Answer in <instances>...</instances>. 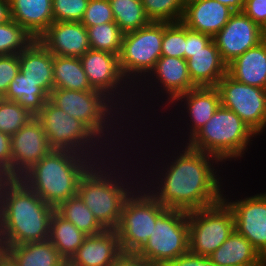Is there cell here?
I'll list each match as a JSON object with an SVG mask.
<instances>
[{
	"mask_svg": "<svg viewBox=\"0 0 266 266\" xmlns=\"http://www.w3.org/2000/svg\"><path fill=\"white\" fill-rule=\"evenodd\" d=\"M10 19L9 2L0 0V24Z\"/></svg>",
	"mask_w": 266,
	"mask_h": 266,
	"instance_id": "7dc6e473",
	"label": "cell"
},
{
	"mask_svg": "<svg viewBox=\"0 0 266 266\" xmlns=\"http://www.w3.org/2000/svg\"><path fill=\"white\" fill-rule=\"evenodd\" d=\"M6 252L5 248L0 244V257Z\"/></svg>",
	"mask_w": 266,
	"mask_h": 266,
	"instance_id": "f907efd6",
	"label": "cell"
},
{
	"mask_svg": "<svg viewBox=\"0 0 266 266\" xmlns=\"http://www.w3.org/2000/svg\"><path fill=\"white\" fill-rule=\"evenodd\" d=\"M242 12L262 29L266 25V0H245Z\"/></svg>",
	"mask_w": 266,
	"mask_h": 266,
	"instance_id": "b9f144b4",
	"label": "cell"
},
{
	"mask_svg": "<svg viewBox=\"0 0 266 266\" xmlns=\"http://www.w3.org/2000/svg\"><path fill=\"white\" fill-rule=\"evenodd\" d=\"M49 100L61 110L71 115V117L84 123L111 150V153L116 152L118 149L119 152L117 153L120 156L123 154L117 145H119V138L122 139V135L123 138L126 137L122 134L124 132V125H121V123L125 122L126 117L128 119L129 114H124L122 110H119L120 108L103 92L98 90L76 91L56 88L51 91ZM119 115H123V118ZM116 125L121 127L118 128ZM121 131L122 133H120ZM116 132H119L121 135H116Z\"/></svg>",
	"mask_w": 266,
	"mask_h": 266,
	"instance_id": "5b68a950",
	"label": "cell"
},
{
	"mask_svg": "<svg viewBox=\"0 0 266 266\" xmlns=\"http://www.w3.org/2000/svg\"><path fill=\"white\" fill-rule=\"evenodd\" d=\"M34 117L16 101L0 97V132L12 136Z\"/></svg>",
	"mask_w": 266,
	"mask_h": 266,
	"instance_id": "d590c367",
	"label": "cell"
},
{
	"mask_svg": "<svg viewBox=\"0 0 266 266\" xmlns=\"http://www.w3.org/2000/svg\"><path fill=\"white\" fill-rule=\"evenodd\" d=\"M163 32L164 22H150L138 30L124 33L119 64L129 84L136 86L134 89L142 86L143 79L161 57Z\"/></svg>",
	"mask_w": 266,
	"mask_h": 266,
	"instance_id": "ba28073f",
	"label": "cell"
},
{
	"mask_svg": "<svg viewBox=\"0 0 266 266\" xmlns=\"http://www.w3.org/2000/svg\"><path fill=\"white\" fill-rule=\"evenodd\" d=\"M115 23L123 33L138 30L151 21L147 18L141 0H109Z\"/></svg>",
	"mask_w": 266,
	"mask_h": 266,
	"instance_id": "1f68e13d",
	"label": "cell"
},
{
	"mask_svg": "<svg viewBox=\"0 0 266 266\" xmlns=\"http://www.w3.org/2000/svg\"><path fill=\"white\" fill-rule=\"evenodd\" d=\"M234 13L216 0H186L181 22L189 29L214 37Z\"/></svg>",
	"mask_w": 266,
	"mask_h": 266,
	"instance_id": "ffe728a7",
	"label": "cell"
},
{
	"mask_svg": "<svg viewBox=\"0 0 266 266\" xmlns=\"http://www.w3.org/2000/svg\"><path fill=\"white\" fill-rule=\"evenodd\" d=\"M222 200L232 210L235 230L243 235L266 261V192L235 201Z\"/></svg>",
	"mask_w": 266,
	"mask_h": 266,
	"instance_id": "5bb4252c",
	"label": "cell"
},
{
	"mask_svg": "<svg viewBox=\"0 0 266 266\" xmlns=\"http://www.w3.org/2000/svg\"><path fill=\"white\" fill-rule=\"evenodd\" d=\"M53 82L54 89L94 90L88 81L79 57L54 56Z\"/></svg>",
	"mask_w": 266,
	"mask_h": 266,
	"instance_id": "83f0119b",
	"label": "cell"
},
{
	"mask_svg": "<svg viewBox=\"0 0 266 266\" xmlns=\"http://www.w3.org/2000/svg\"><path fill=\"white\" fill-rule=\"evenodd\" d=\"M9 101H16L31 114L36 116L44 107L49 96L37 83L31 82L19 72L9 84L6 94L2 97Z\"/></svg>",
	"mask_w": 266,
	"mask_h": 266,
	"instance_id": "f546056e",
	"label": "cell"
},
{
	"mask_svg": "<svg viewBox=\"0 0 266 266\" xmlns=\"http://www.w3.org/2000/svg\"><path fill=\"white\" fill-rule=\"evenodd\" d=\"M35 117L41 122L52 149L73 151L89 156L95 162L103 161L113 155L84 123L71 117L49 99Z\"/></svg>",
	"mask_w": 266,
	"mask_h": 266,
	"instance_id": "52a82bcc",
	"label": "cell"
},
{
	"mask_svg": "<svg viewBox=\"0 0 266 266\" xmlns=\"http://www.w3.org/2000/svg\"><path fill=\"white\" fill-rule=\"evenodd\" d=\"M122 253L115 230L86 236L82 245L67 261L68 266H112Z\"/></svg>",
	"mask_w": 266,
	"mask_h": 266,
	"instance_id": "d6986e66",
	"label": "cell"
},
{
	"mask_svg": "<svg viewBox=\"0 0 266 266\" xmlns=\"http://www.w3.org/2000/svg\"><path fill=\"white\" fill-rule=\"evenodd\" d=\"M53 60L54 55L38 39L19 53L20 72L48 96L54 89Z\"/></svg>",
	"mask_w": 266,
	"mask_h": 266,
	"instance_id": "7402d4cb",
	"label": "cell"
},
{
	"mask_svg": "<svg viewBox=\"0 0 266 266\" xmlns=\"http://www.w3.org/2000/svg\"><path fill=\"white\" fill-rule=\"evenodd\" d=\"M89 0H52L54 22H81Z\"/></svg>",
	"mask_w": 266,
	"mask_h": 266,
	"instance_id": "74e56055",
	"label": "cell"
},
{
	"mask_svg": "<svg viewBox=\"0 0 266 266\" xmlns=\"http://www.w3.org/2000/svg\"><path fill=\"white\" fill-rule=\"evenodd\" d=\"M35 40V37L11 18L0 24V55L19 54Z\"/></svg>",
	"mask_w": 266,
	"mask_h": 266,
	"instance_id": "836d02e7",
	"label": "cell"
},
{
	"mask_svg": "<svg viewBox=\"0 0 266 266\" xmlns=\"http://www.w3.org/2000/svg\"><path fill=\"white\" fill-rule=\"evenodd\" d=\"M263 40L266 41V25L263 27Z\"/></svg>",
	"mask_w": 266,
	"mask_h": 266,
	"instance_id": "816d5d0a",
	"label": "cell"
},
{
	"mask_svg": "<svg viewBox=\"0 0 266 266\" xmlns=\"http://www.w3.org/2000/svg\"><path fill=\"white\" fill-rule=\"evenodd\" d=\"M10 18L38 39L54 22L52 0H10Z\"/></svg>",
	"mask_w": 266,
	"mask_h": 266,
	"instance_id": "cb8c5ba5",
	"label": "cell"
},
{
	"mask_svg": "<svg viewBox=\"0 0 266 266\" xmlns=\"http://www.w3.org/2000/svg\"><path fill=\"white\" fill-rule=\"evenodd\" d=\"M3 247L18 266H65L67 264L49 239Z\"/></svg>",
	"mask_w": 266,
	"mask_h": 266,
	"instance_id": "4316f807",
	"label": "cell"
},
{
	"mask_svg": "<svg viewBox=\"0 0 266 266\" xmlns=\"http://www.w3.org/2000/svg\"><path fill=\"white\" fill-rule=\"evenodd\" d=\"M38 40L54 56L80 58L90 49L88 31L81 22H53Z\"/></svg>",
	"mask_w": 266,
	"mask_h": 266,
	"instance_id": "ac0fdd59",
	"label": "cell"
},
{
	"mask_svg": "<svg viewBox=\"0 0 266 266\" xmlns=\"http://www.w3.org/2000/svg\"><path fill=\"white\" fill-rule=\"evenodd\" d=\"M55 212L87 236L97 235L105 230L78 195L60 203Z\"/></svg>",
	"mask_w": 266,
	"mask_h": 266,
	"instance_id": "4dcf8cb0",
	"label": "cell"
},
{
	"mask_svg": "<svg viewBox=\"0 0 266 266\" xmlns=\"http://www.w3.org/2000/svg\"><path fill=\"white\" fill-rule=\"evenodd\" d=\"M94 163L89 156L52 149L19 179L45 203L56 208L77 196L80 179Z\"/></svg>",
	"mask_w": 266,
	"mask_h": 266,
	"instance_id": "277c9868",
	"label": "cell"
},
{
	"mask_svg": "<svg viewBox=\"0 0 266 266\" xmlns=\"http://www.w3.org/2000/svg\"><path fill=\"white\" fill-rule=\"evenodd\" d=\"M161 56L184 58L186 26L182 22H164Z\"/></svg>",
	"mask_w": 266,
	"mask_h": 266,
	"instance_id": "8d00e7d4",
	"label": "cell"
},
{
	"mask_svg": "<svg viewBox=\"0 0 266 266\" xmlns=\"http://www.w3.org/2000/svg\"><path fill=\"white\" fill-rule=\"evenodd\" d=\"M212 40V36L186 27V47L184 51V59L187 60L191 58V54L202 50Z\"/></svg>",
	"mask_w": 266,
	"mask_h": 266,
	"instance_id": "60d3db41",
	"label": "cell"
},
{
	"mask_svg": "<svg viewBox=\"0 0 266 266\" xmlns=\"http://www.w3.org/2000/svg\"><path fill=\"white\" fill-rule=\"evenodd\" d=\"M222 60L228 65L236 57L263 41V30L243 12H235L213 37Z\"/></svg>",
	"mask_w": 266,
	"mask_h": 266,
	"instance_id": "e0dca14e",
	"label": "cell"
},
{
	"mask_svg": "<svg viewBox=\"0 0 266 266\" xmlns=\"http://www.w3.org/2000/svg\"><path fill=\"white\" fill-rule=\"evenodd\" d=\"M151 22H181L186 0H141Z\"/></svg>",
	"mask_w": 266,
	"mask_h": 266,
	"instance_id": "e575fe53",
	"label": "cell"
},
{
	"mask_svg": "<svg viewBox=\"0 0 266 266\" xmlns=\"http://www.w3.org/2000/svg\"><path fill=\"white\" fill-rule=\"evenodd\" d=\"M80 60L88 81L94 90L103 92L117 106H119L120 110L122 109L123 112L125 109H127L125 111H128L127 113L134 111L131 109L128 110V108H132V106L136 104L135 102L134 104L129 102V100L132 101V96L135 98V94H132V92L135 93L133 91L135 89H133L131 84H128V80L122 74L118 55L89 49L80 57ZM127 101L128 103H126Z\"/></svg>",
	"mask_w": 266,
	"mask_h": 266,
	"instance_id": "7c38bea8",
	"label": "cell"
},
{
	"mask_svg": "<svg viewBox=\"0 0 266 266\" xmlns=\"http://www.w3.org/2000/svg\"><path fill=\"white\" fill-rule=\"evenodd\" d=\"M86 236L54 211L50 220L49 240L66 262L82 245Z\"/></svg>",
	"mask_w": 266,
	"mask_h": 266,
	"instance_id": "f1b7e54d",
	"label": "cell"
},
{
	"mask_svg": "<svg viewBox=\"0 0 266 266\" xmlns=\"http://www.w3.org/2000/svg\"><path fill=\"white\" fill-rule=\"evenodd\" d=\"M20 72L19 54L0 55V97L2 98L11 81Z\"/></svg>",
	"mask_w": 266,
	"mask_h": 266,
	"instance_id": "ab89813d",
	"label": "cell"
},
{
	"mask_svg": "<svg viewBox=\"0 0 266 266\" xmlns=\"http://www.w3.org/2000/svg\"><path fill=\"white\" fill-rule=\"evenodd\" d=\"M112 266H157L135 252H122Z\"/></svg>",
	"mask_w": 266,
	"mask_h": 266,
	"instance_id": "f6af8a7d",
	"label": "cell"
},
{
	"mask_svg": "<svg viewBox=\"0 0 266 266\" xmlns=\"http://www.w3.org/2000/svg\"><path fill=\"white\" fill-rule=\"evenodd\" d=\"M90 49L120 54L124 33L115 22H107L87 28Z\"/></svg>",
	"mask_w": 266,
	"mask_h": 266,
	"instance_id": "d6a6232c",
	"label": "cell"
},
{
	"mask_svg": "<svg viewBox=\"0 0 266 266\" xmlns=\"http://www.w3.org/2000/svg\"><path fill=\"white\" fill-rule=\"evenodd\" d=\"M11 136L0 132V166L11 178Z\"/></svg>",
	"mask_w": 266,
	"mask_h": 266,
	"instance_id": "ee69618b",
	"label": "cell"
},
{
	"mask_svg": "<svg viewBox=\"0 0 266 266\" xmlns=\"http://www.w3.org/2000/svg\"><path fill=\"white\" fill-rule=\"evenodd\" d=\"M115 155L118 157L117 152H114L113 156L110 155L103 161L95 162L82 176L78 184L77 195L105 230L116 229L125 201L142 183L141 180L138 181L137 175H135L137 179H133V173L127 174L130 170L126 169L129 164H126L128 160L125 155H123L125 159V162L122 161L123 163L120 161L122 158L120 156L116 158ZM111 157L112 159H110ZM120 165L122 168L125 165V170L120 169ZM128 179L134 181L128 182Z\"/></svg>",
	"mask_w": 266,
	"mask_h": 266,
	"instance_id": "7a4b0ae2",
	"label": "cell"
},
{
	"mask_svg": "<svg viewBox=\"0 0 266 266\" xmlns=\"http://www.w3.org/2000/svg\"><path fill=\"white\" fill-rule=\"evenodd\" d=\"M54 211L20 179H10L0 190V244L48 240Z\"/></svg>",
	"mask_w": 266,
	"mask_h": 266,
	"instance_id": "3957f363",
	"label": "cell"
},
{
	"mask_svg": "<svg viewBox=\"0 0 266 266\" xmlns=\"http://www.w3.org/2000/svg\"><path fill=\"white\" fill-rule=\"evenodd\" d=\"M5 184H0V190H1V188L4 186Z\"/></svg>",
	"mask_w": 266,
	"mask_h": 266,
	"instance_id": "f5cc1de1",
	"label": "cell"
},
{
	"mask_svg": "<svg viewBox=\"0 0 266 266\" xmlns=\"http://www.w3.org/2000/svg\"><path fill=\"white\" fill-rule=\"evenodd\" d=\"M10 179L8 173L0 166V184H6Z\"/></svg>",
	"mask_w": 266,
	"mask_h": 266,
	"instance_id": "681fc988",
	"label": "cell"
},
{
	"mask_svg": "<svg viewBox=\"0 0 266 266\" xmlns=\"http://www.w3.org/2000/svg\"><path fill=\"white\" fill-rule=\"evenodd\" d=\"M189 251L209 257L234 232L232 210L222 200L219 203L188 212Z\"/></svg>",
	"mask_w": 266,
	"mask_h": 266,
	"instance_id": "8fae6325",
	"label": "cell"
},
{
	"mask_svg": "<svg viewBox=\"0 0 266 266\" xmlns=\"http://www.w3.org/2000/svg\"><path fill=\"white\" fill-rule=\"evenodd\" d=\"M0 266H18V264L7 252H5L0 257Z\"/></svg>",
	"mask_w": 266,
	"mask_h": 266,
	"instance_id": "c3c4849f",
	"label": "cell"
},
{
	"mask_svg": "<svg viewBox=\"0 0 266 266\" xmlns=\"http://www.w3.org/2000/svg\"><path fill=\"white\" fill-rule=\"evenodd\" d=\"M227 74L238 82L266 89V41L232 60Z\"/></svg>",
	"mask_w": 266,
	"mask_h": 266,
	"instance_id": "d4e9b609",
	"label": "cell"
},
{
	"mask_svg": "<svg viewBox=\"0 0 266 266\" xmlns=\"http://www.w3.org/2000/svg\"><path fill=\"white\" fill-rule=\"evenodd\" d=\"M11 147V179H19L52 150L36 117L11 136Z\"/></svg>",
	"mask_w": 266,
	"mask_h": 266,
	"instance_id": "2e32d148",
	"label": "cell"
},
{
	"mask_svg": "<svg viewBox=\"0 0 266 266\" xmlns=\"http://www.w3.org/2000/svg\"><path fill=\"white\" fill-rule=\"evenodd\" d=\"M192 83L196 87H216L227 74V64L222 60L214 40L187 59Z\"/></svg>",
	"mask_w": 266,
	"mask_h": 266,
	"instance_id": "603a6c76",
	"label": "cell"
},
{
	"mask_svg": "<svg viewBox=\"0 0 266 266\" xmlns=\"http://www.w3.org/2000/svg\"><path fill=\"white\" fill-rule=\"evenodd\" d=\"M165 209L142 184L139 185L125 201L115 229L122 252L137 253L152 235L156 219Z\"/></svg>",
	"mask_w": 266,
	"mask_h": 266,
	"instance_id": "9c48e42d",
	"label": "cell"
},
{
	"mask_svg": "<svg viewBox=\"0 0 266 266\" xmlns=\"http://www.w3.org/2000/svg\"><path fill=\"white\" fill-rule=\"evenodd\" d=\"M115 22L109 0H89L81 23L86 27Z\"/></svg>",
	"mask_w": 266,
	"mask_h": 266,
	"instance_id": "f35d334b",
	"label": "cell"
},
{
	"mask_svg": "<svg viewBox=\"0 0 266 266\" xmlns=\"http://www.w3.org/2000/svg\"><path fill=\"white\" fill-rule=\"evenodd\" d=\"M183 147L179 152V148L177 152L172 150L175 156L172 153V161L166 162V166L163 162H157L158 169L160 164L164 165L155 170L157 174H154L152 168V175L144 176H153V179L147 178L146 181L140 178L139 180L144 181L143 187L164 207L186 212L207 208L222 201L223 179L217 174L220 170L215 169V165L224 163L213 155L189 147L186 143Z\"/></svg>",
	"mask_w": 266,
	"mask_h": 266,
	"instance_id": "6da1fadb",
	"label": "cell"
},
{
	"mask_svg": "<svg viewBox=\"0 0 266 266\" xmlns=\"http://www.w3.org/2000/svg\"><path fill=\"white\" fill-rule=\"evenodd\" d=\"M231 8L234 12H242L245 0H216Z\"/></svg>",
	"mask_w": 266,
	"mask_h": 266,
	"instance_id": "bcb514c9",
	"label": "cell"
},
{
	"mask_svg": "<svg viewBox=\"0 0 266 266\" xmlns=\"http://www.w3.org/2000/svg\"><path fill=\"white\" fill-rule=\"evenodd\" d=\"M180 102V104L178 103ZM182 105L186 111V119L189 118V134L187 142L201 127H203L213 116L215 111L221 105L220 93L216 87H196L188 92L179 95L171 104ZM186 108V109H185Z\"/></svg>",
	"mask_w": 266,
	"mask_h": 266,
	"instance_id": "44dd1931",
	"label": "cell"
},
{
	"mask_svg": "<svg viewBox=\"0 0 266 266\" xmlns=\"http://www.w3.org/2000/svg\"><path fill=\"white\" fill-rule=\"evenodd\" d=\"M216 88L222 107L234 111L256 135L266 130V89L238 82L228 74Z\"/></svg>",
	"mask_w": 266,
	"mask_h": 266,
	"instance_id": "4fadbf2b",
	"label": "cell"
},
{
	"mask_svg": "<svg viewBox=\"0 0 266 266\" xmlns=\"http://www.w3.org/2000/svg\"><path fill=\"white\" fill-rule=\"evenodd\" d=\"M166 266H216L209 257L196 255L188 251L176 259H173Z\"/></svg>",
	"mask_w": 266,
	"mask_h": 266,
	"instance_id": "7bdbcfd3",
	"label": "cell"
},
{
	"mask_svg": "<svg viewBox=\"0 0 266 266\" xmlns=\"http://www.w3.org/2000/svg\"><path fill=\"white\" fill-rule=\"evenodd\" d=\"M143 80H144L143 83L145 85L141 87L143 89L140 88L139 90L140 93L138 92V90L136 89L134 90L136 91V93H134L135 98L137 97L136 94L144 95V93H141V91L146 92V91H149L150 88L152 89V91H150L151 92L150 95L151 94L153 95L154 89L152 87L154 86L156 90H159L156 93L157 96L160 93V91H161L160 95L162 96L167 95L165 97V101H166V103L164 104L165 108L166 106L170 108L172 106L171 103L179 95H182L188 92L189 90L196 88V86L192 83L190 79L188 66H187V60H185L184 58H178V57L161 56L156 62L154 68L149 72V74ZM152 81L156 82V84L155 83L153 84ZM155 85H157L159 89ZM144 86L145 87L147 86L148 89L145 90Z\"/></svg>",
	"mask_w": 266,
	"mask_h": 266,
	"instance_id": "9a60e30c",
	"label": "cell"
},
{
	"mask_svg": "<svg viewBox=\"0 0 266 266\" xmlns=\"http://www.w3.org/2000/svg\"><path fill=\"white\" fill-rule=\"evenodd\" d=\"M188 251V212L166 208L157 217L152 235L137 253L157 266H166Z\"/></svg>",
	"mask_w": 266,
	"mask_h": 266,
	"instance_id": "30bf717a",
	"label": "cell"
},
{
	"mask_svg": "<svg viewBox=\"0 0 266 266\" xmlns=\"http://www.w3.org/2000/svg\"><path fill=\"white\" fill-rule=\"evenodd\" d=\"M216 266H266L252 244L236 230L210 256Z\"/></svg>",
	"mask_w": 266,
	"mask_h": 266,
	"instance_id": "484cf974",
	"label": "cell"
},
{
	"mask_svg": "<svg viewBox=\"0 0 266 266\" xmlns=\"http://www.w3.org/2000/svg\"><path fill=\"white\" fill-rule=\"evenodd\" d=\"M254 136L257 135L234 111L220 105L186 144L215 156L223 163L244 157Z\"/></svg>",
	"mask_w": 266,
	"mask_h": 266,
	"instance_id": "8992f818",
	"label": "cell"
}]
</instances>
